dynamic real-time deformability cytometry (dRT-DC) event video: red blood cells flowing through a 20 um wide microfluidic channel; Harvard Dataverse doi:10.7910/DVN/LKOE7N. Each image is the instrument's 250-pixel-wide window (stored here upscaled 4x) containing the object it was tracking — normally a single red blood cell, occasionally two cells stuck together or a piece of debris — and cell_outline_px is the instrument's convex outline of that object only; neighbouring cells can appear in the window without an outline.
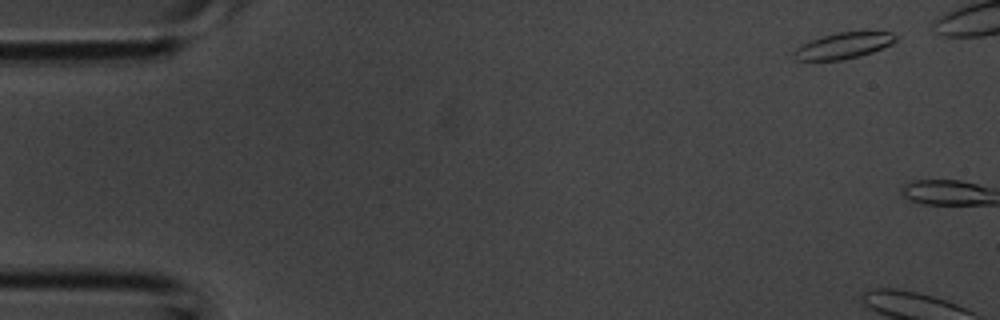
{"species": "common noctule bat (a hibernating species)", "species_latin": "Nyctalus noctula", "temperature_condition": "room temperature", "stored_images_in_passage": 2, "camera_frame_rate_fps": 3000, "um_per_image_px": 0.085, "animal": {"sex": "male", "body_mass_g": 20.1, "forearm_length_mm": 53.5}, "frame": {"image": 1, "passage_image": 1, "time_ms": 0.0, "image_size_px": [1000, 320], "cell_outline_px": [[896, 40], [892, 44], [872, 52], [860, 56], [844, 60], [796, 60], [792, 56], [792, 52], [796, 48], [812, 40], [836, 32], [892, 32], [896, 36]], "centroid_in_image_um": [71.69, 3.89], "position_along_channel_um": 13.3, "area_um2": 15.32}}